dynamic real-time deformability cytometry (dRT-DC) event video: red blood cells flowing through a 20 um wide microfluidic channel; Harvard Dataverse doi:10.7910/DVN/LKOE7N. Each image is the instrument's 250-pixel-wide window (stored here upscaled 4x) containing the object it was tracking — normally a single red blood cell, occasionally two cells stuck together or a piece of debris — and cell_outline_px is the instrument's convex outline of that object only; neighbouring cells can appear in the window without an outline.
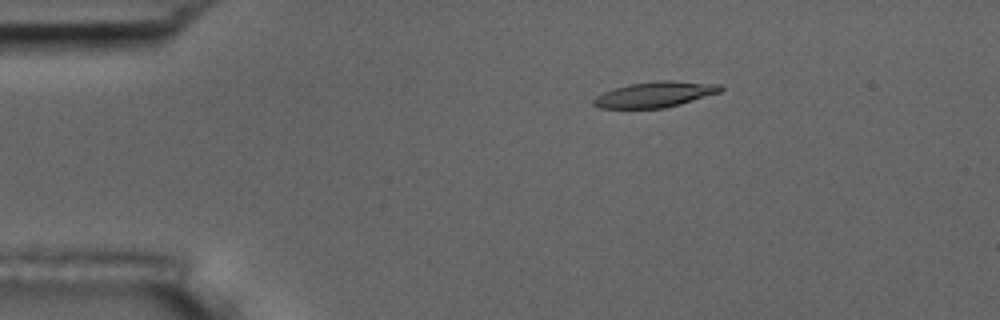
{"species": "common noctule bat (a hibernating species)", "species_latin": "Nyctalus noctula", "temperature_condition": "room temperature", "stored_images_in_passage": 6, "camera_frame_rate_fps": 3000, "um_per_image_px": 0.085, "animal": {"sex": "male", "body_mass_g": 17.5, "forearm_length_mm": 52.3}, "frame": {"image": 1, "passage_image": 3, "time_ms": 0.667, "image_size_px": [1000, 320], "cell_outline_px": [[724, 88], [720, 92], [680, 104], [664, 108], [600, 108], [592, 104], [592, 100], [596, 96], [604, 92], [628, 84], [656, 80], [672, 80], [720, 84]], "centroid_in_image_um": [55.68, 8.02], "position_along_channel_um": 29.3, "area_um2": 18.96}}
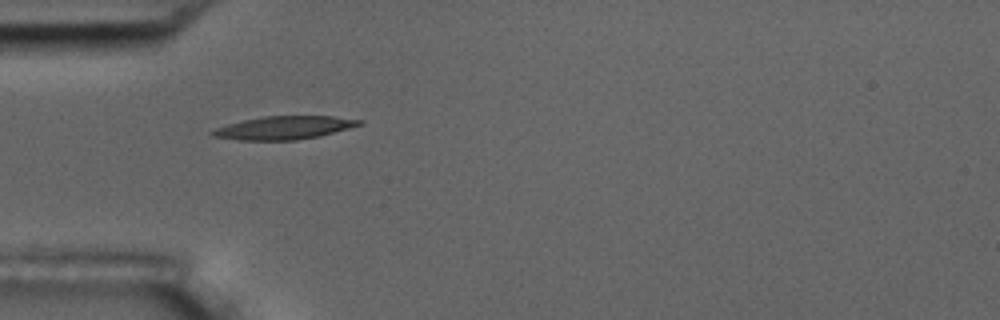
{"frame": {"image": 2, "passage_image": 5, "time_ms": 1.333, "image_size_px": [1000, 320], "cell_outline_px": [[364, 124], [320, 136], [296, 140], [236, 140], [212, 136], [208, 132], [216, 128], [228, 124], [244, 120], [264, 116], [332, 116], [364, 120]], "centroid_in_image_um": [24.16, 10.86], "position_along_channel_um": 60.8, "area_um2": 19.88}}